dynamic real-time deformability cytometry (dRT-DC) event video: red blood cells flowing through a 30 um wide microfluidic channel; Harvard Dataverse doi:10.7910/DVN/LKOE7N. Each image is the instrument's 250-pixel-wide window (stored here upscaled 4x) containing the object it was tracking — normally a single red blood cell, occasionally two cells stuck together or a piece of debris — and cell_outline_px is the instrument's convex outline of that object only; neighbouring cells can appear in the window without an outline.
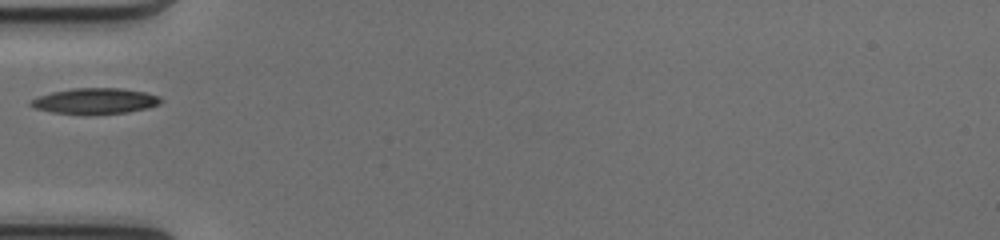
{"species": "common noctule bat (a hibernating species)", "species_latin": "Nyctalus noctula", "temperature_condition": "cold", "stored_images_in_passage": 18, "camera_frame_rate_fps": 3000, "um_per_image_px": 0.085, "animal": {"sex": "female", "body_mass_g": 17.0, "forearm_length_mm": 48.0}, "frame": {"image": 1, "passage_image": 1, "time_ms": 0.0, "image_size_px": [1000, 240], "cell_outline_px": [[164, 100], [160, 104], [148, 108], [128, 112], [88, 116], [52, 112], [32, 108], [28, 104], [32, 100], [40, 96], [52, 92], [72, 88], [120, 88], [144, 92], [160, 96]], "centroid_in_image_um": [8.09, 8.61], "position_along_channel_um": 76.9, "area_um2": 20.0}}
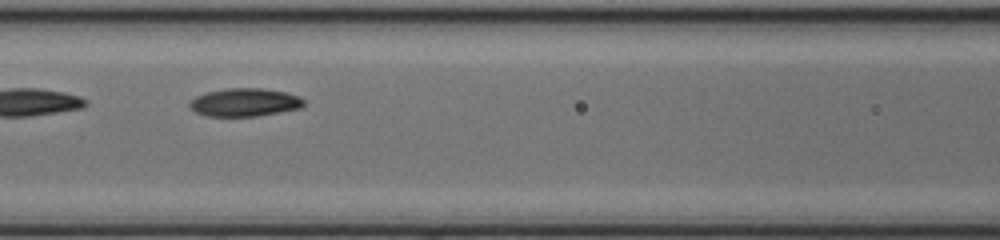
{"frame": {"image": 2, "passage_image": 6, "time_ms": 1.667, "image_size_px": [1000, 240], "cell_outline_px": [[304, 104], [300, 108], [256, 116], [208, 116], [196, 112], [188, 104], [196, 96], [208, 92], [228, 88], [260, 88], [284, 92], [300, 96], [304, 100]], "centroid_in_image_um": [20.81, 8.7], "position_along_channel_um": 145.8, "area_um2": 18.44}}